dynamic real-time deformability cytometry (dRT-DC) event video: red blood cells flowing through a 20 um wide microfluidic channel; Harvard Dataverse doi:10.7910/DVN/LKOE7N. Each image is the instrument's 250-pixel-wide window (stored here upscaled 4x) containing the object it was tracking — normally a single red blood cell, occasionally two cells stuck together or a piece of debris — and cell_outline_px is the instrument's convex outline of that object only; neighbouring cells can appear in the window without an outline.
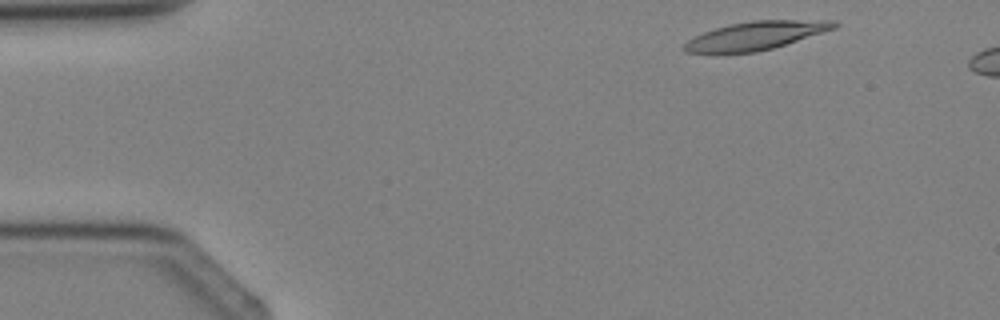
{"species": "Egyptian fruit bat (a non-hibernating species)", "species_latin": "Rousettus aegyptiacus", "temperature_condition": "cold", "stored_images_in_passage": 4, "segment_of_instrument_passage": [2, 2], "camera_frame_rate_fps": 3000, "um_per_image_px": 0.085, "animal": {"sex": "female"}, "frame": {"image": 1, "passage_image": 4, "time_ms": 15.667, "image_size_px": [1000, 320], "cell_outline_px": [[840, 24], [836, 28], [772, 48], [756, 52], [684, 52], [680, 48], [688, 40], [704, 32], [728, 24], [752, 20], [836, 20]], "centroid_in_image_um": [64.26, 3.01], "position_along_channel_um": 20.7, "area_um2": 24.45}}